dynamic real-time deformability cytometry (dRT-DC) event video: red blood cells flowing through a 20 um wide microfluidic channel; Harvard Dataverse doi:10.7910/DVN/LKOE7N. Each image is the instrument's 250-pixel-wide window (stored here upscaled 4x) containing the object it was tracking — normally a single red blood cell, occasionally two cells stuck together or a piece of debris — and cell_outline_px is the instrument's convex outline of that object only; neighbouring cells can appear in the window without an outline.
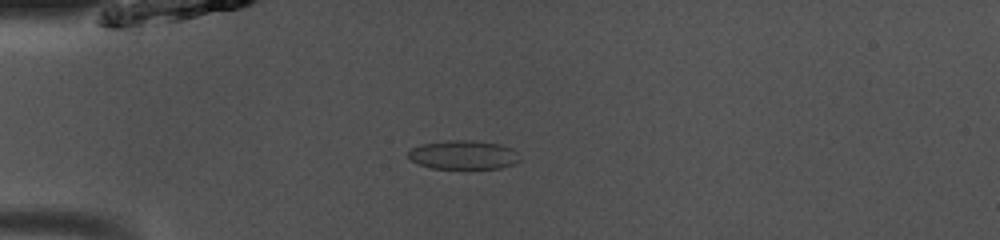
{"species": "common noctule bat (a hibernating species)", "species_latin": "Nyctalus noctula", "temperature_condition": "room temperature", "stored_images_in_passage": 15, "camera_frame_rate_fps": 3000, "um_per_image_px": 0.085, "animal": {"sex": "male", "body_mass_g": 13.0, "forearm_length_mm": 53.1}, "frame": {"image": 1, "passage_image": 13, "time_ms": 4.0, "image_size_px": [1000, 240], "cell_outline_px": [[520, 160], [512, 164], [500, 168], [432, 168], [420, 164], [412, 160], [408, 156], [408, 152], [412, 148], [420, 144], [444, 140], [472, 140], [500, 144], [512, 148], [516, 152]], "centroid_in_image_um": [39.38, 13.15], "position_along_channel_um": 45.6, "area_um2": 18.67}}